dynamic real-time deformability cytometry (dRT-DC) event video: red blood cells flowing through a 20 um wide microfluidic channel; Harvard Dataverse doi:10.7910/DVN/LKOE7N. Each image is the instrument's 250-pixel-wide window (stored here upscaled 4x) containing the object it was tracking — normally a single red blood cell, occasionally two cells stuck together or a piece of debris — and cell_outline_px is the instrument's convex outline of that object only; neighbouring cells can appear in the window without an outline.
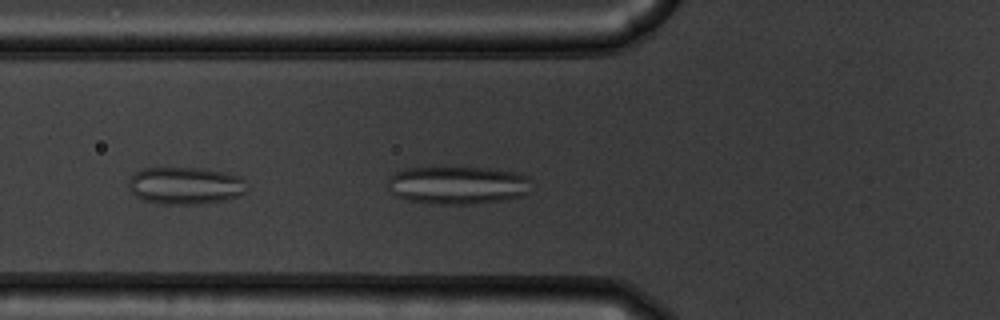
{"species": "common noctule bat (a hibernating species)", "species_latin": "Nyctalus noctula", "temperature_condition": "warm", "stored_images_in_passage": 24, "camera_frame_rate_fps": 3000, "um_per_image_px": 0.085, "animal": {"sex": "male", "body_mass_g": 19.5, "forearm_length_mm": 54.6}, "frame": {"image": 1, "passage_image": 17, "time_ms": 5.333, "image_size_px": [1000, 320], "cell_outline_px": [[528, 192], [524, 196], [504, 200], [472, 204], [432, 204], [408, 200], [396, 196], [388, 188], [388, 180], [396, 172], [404, 168], [488, 168], [512, 172], [528, 176]], "centroid_in_image_um": [38.88, 15.75], "position_along_channel_um": 86.9, "area_um2": 31.62}}